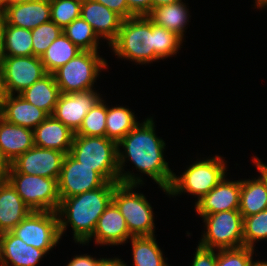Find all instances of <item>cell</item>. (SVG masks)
<instances>
[{
    "label": "cell",
    "mask_w": 267,
    "mask_h": 266,
    "mask_svg": "<svg viewBox=\"0 0 267 266\" xmlns=\"http://www.w3.org/2000/svg\"><path fill=\"white\" fill-rule=\"evenodd\" d=\"M57 183L61 201L64 198L98 189L107 181L93 168L82 165L68 153L63 159Z\"/></svg>",
    "instance_id": "12"
},
{
    "label": "cell",
    "mask_w": 267,
    "mask_h": 266,
    "mask_svg": "<svg viewBox=\"0 0 267 266\" xmlns=\"http://www.w3.org/2000/svg\"><path fill=\"white\" fill-rule=\"evenodd\" d=\"M153 117L139 123L123 139L117 143L119 183L125 185L144 184L141 174L125 171V162L131 160L138 172H141L156 182L158 187L168 195L174 172L164 159L165 141L156 135ZM124 151H122V149Z\"/></svg>",
    "instance_id": "1"
},
{
    "label": "cell",
    "mask_w": 267,
    "mask_h": 266,
    "mask_svg": "<svg viewBox=\"0 0 267 266\" xmlns=\"http://www.w3.org/2000/svg\"><path fill=\"white\" fill-rule=\"evenodd\" d=\"M182 0H151L152 2V9L155 7H159L162 5H168L172 3L181 2Z\"/></svg>",
    "instance_id": "46"
},
{
    "label": "cell",
    "mask_w": 267,
    "mask_h": 266,
    "mask_svg": "<svg viewBox=\"0 0 267 266\" xmlns=\"http://www.w3.org/2000/svg\"><path fill=\"white\" fill-rule=\"evenodd\" d=\"M31 33L33 56L41 57L53 41L63 33V29L50 20L32 29Z\"/></svg>",
    "instance_id": "36"
},
{
    "label": "cell",
    "mask_w": 267,
    "mask_h": 266,
    "mask_svg": "<svg viewBox=\"0 0 267 266\" xmlns=\"http://www.w3.org/2000/svg\"><path fill=\"white\" fill-rule=\"evenodd\" d=\"M74 134L69 127L50 115L33 130L34 146L68 154Z\"/></svg>",
    "instance_id": "21"
},
{
    "label": "cell",
    "mask_w": 267,
    "mask_h": 266,
    "mask_svg": "<svg viewBox=\"0 0 267 266\" xmlns=\"http://www.w3.org/2000/svg\"><path fill=\"white\" fill-rule=\"evenodd\" d=\"M7 181L32 211L57 212L60 198L56 179L23 173H9Z\"/></svg>",
    "instance_id": "9"
},
{
    "label": "cell",
    "mask_w": 267,
    "mask_h": 266,
    "mask_svg": "<svg viewBox=\"0 0 267 266\" xmlns=\"http://www.w3.org/2000/svg\"><path fill=\"white\" fill-rule=\"evenodd\" d=\"M31 211L8 181L0 182V234L10 232Z\"/></svg>",
    "instance_id": "22"
},
{
    "label": "cell",
    "mask_w": 267,
    "mask_h": 266,
    "mask_svg": "<svg viewBox=\"0 0 267 266\" xmlns=\"http://www.w3.org/2000/svg\"><path fill=\"white\" fill-rule=\"evenodd\" d=\"M252 161L256 166V169H258L260 176L266 181L267 184V165L261 162V159L256 156L252 158Z\"/></svg>",
    "instance_id": "44"
},
{
    "label": "cell",
    "mask_w": 267,
    "mask_h": 266,
    "mask_svg": "<svg viewBox=\"0 0 267 266\" xmlns=\"http://www.w3.org/2000/svg\"><path fill=\"white\" fill-rule=\"evenodd\" d=\"M267 209V184L261 177L241 180L239 212L243 217Z\"/></svg>",
    "instance_id": "26"
},
{
    "label": "cell",
    "mask_w": 267,
    "mask_h": 266,
    "mask_svg": "<svg viewBox=\"0 0 267 266\" xmlns=\"http://www.w3.org/2000/svg\"><path fill=\"white\" fill-rule=\"evenodd\" d=\"M7 1L6 0H0V14L4 15L7 9Z\"/></svg>",
    "instance_id": "49"
},
{
    "label": "cell",
    "mask_w": 267,
    "mask_h": 266,
    "mask_svg": "<svg viewBox=\"0 0 267 266\" xmlns=\"http://www.w3.org/2000/svg\"><path fill=\"white\" fill-rule=\"evenodd\" d=\"M82 0H50L51 21L64 29L81 15Z\"/></svg>",
    "instance_id": "35"
},
{
    "label": "cell",
    "mask_w": 267,
    "mask_h": 266,
    "mask_svg": "<svg viewBox=\"0 0 267 266\" xmlns=\"http://www.w3.org/2000/svg\"><path fill=\"white\" fill-rule=\"evenodd\" d=\"M137 187L138 185L118 183L115 186L112 201L124 216L132 237L154 236L153 208L143 193L133 191Z\"/></svg>",
    "instance_id": "7"
},
{
    "label": "cell",
    "mask_w": 267,
    "mask_h": 266,
    "mask_svg": "<svg viewBox=\"0 0 267 266\" xmlns=\"http://www.w3.org/2000/svg\"><path fill=\"white\" fill-rule=\"evenodd\" d=\"M226 177L225 175L214 188L195 202V210L200 217L222 211L239 210L241 179L230 181Z\"/></svg>",
    "instance_id": "15"
},
{
    "label": "cell",
    "mask_w": 267,
    "mask_h": 266,
    "mask_svg": "<svg viewBox=\"0 0 267 266\" xmlns=\"http://www.w3.org/2000/svg\"><path fill=\"white\" fill-rule=\"evenodd\" d=\"M254 6L257 9L267 8V0H255Z\"/></svg>",
    "instance_id": "47"
},
{
    "label": "cell",
    "mask_w": 267,
    "mask_h": 266,
    "mask_svg": "<svg viewBox=\"0 0 267 266\" xmlns=\"http://www.w3.org/2000/svg\"><path fill=\"white\" fill-rule=\"evenodd\" d=\"M255 250L246 246L217 250L216 266H253Z\"/></svg>",
    "instance_id": "37"
},
{
    "label": "cell",
    "mask_w": 267,
    "mask_h": 266,
    "mask_svg": "<svg viewBox=\"0 0 267 266\" xmlns=\"http://www.w3.org/2000/svg\"><path fill=\"white\" fill-rule=\"evenodd\" d=\"M226 162L221 155L198 159L188 165L182 175L174 172L172 183L168 189V196H178L190 193L197 196L196 202L214 188L227 175Z\"/></svg>",
    "instance_id": "5"
},
{
    "label": "cell",
    "mask_w": 267,
    "mask_h": 266,
    "mask_svg": "<svg viewBox=\"0 0 267 266\" xmlns=\"http://www.w3.org/2000/svg\"><path fill=\"white\" fill-rule=\"evenodd\" d=\"M6 1H7V5H11V4H16V3L30 2L33 0H6Z\"/></svg>",
    "instance_id": "50"
},
{
    "label": "cell",
    "mask_w": 267,
    "mask_h": 266,
    "mask_svg": "<svg viewBox=\"0 0 267 266\" xmlns=\"http://www.w3.org/2000/svg\"><path fill=\"white\" fill-rule=\"evenodd\" d=\"M136 118L134 112L125 106L109 107L107 104L105 136L118 143L139 124Z\"/></svg>",
    "instance_id": "30"
},
{
    "label": "cell",
    "mask_w": 267,
    "mask_h": 266,
    "mask_svg": "<svg viewBox=\"0 0 267 266\" xmlns=\"http://www.w3.org/2000/svg\"><path fill=\"white\" fill-rule=\"evenodd\" d=\"M155 25L174 32L184 40L185 27L189 22V9L183 1L152 9L147 16Z\"/></svg>",
    "instance_id": "24"
},
{
    "label": "cell",
    "mask_w": 267,
    "mask_h": 266,
    "mask_svg": "<svg viewBox=\"0 0 267 266\" xmlns=\"http://www.w3.org/2000/svg\"><path fill=\"white\" fill-rule=\"evenodd\" d=\"M155 61L177 55L183 39L174 32L154 24Z\"/></svg>",
    "instance_id": "34"
},
{
    "label": "cell",
    "mask_w": 267,
    "mask_h": 266,
    "mask_svg": "<svg viewBox=\"0 0 267 266\" xmlns=\"http://www.w3.org/2000/svg\"><path fill=\"white\" fill-rule=\"evenodd\" d=\"M7 95L8 94L6 92L5 85H4L3 72H2V69H1V66H0V109L2 107V104H3L4 100L7 97Z\"/></svg>",
    "instance_id": "45"
},
{
    "label": "cell",
    "mask_w": 267,
    "mask_h": 266,
    "mask_svg": "<svg viewBox=\"0 0 267 266\" xmlns=\"http://www.w3.org/2000/svg\"><path fill=\"white\" fill-rule=\"evenodd\" d=\"M117 142L100 136L74 135L69 154L84 166L93 168L107 182H119Z\"/></svg>",
    "instance_id": "4"
},
{
    "label": "cell",
    "mask_w": 267,
    "mask_h": 266,
    "mask_svg": "<svg viewBox=\"0 0 267 266\" xmlns=\"http://www.w3.org/2000/svg\"><path fill=\"white\" fill-rule=\"evenodd\" d=\"M101 98L102 94L100 95L94 89L83 92L60 93L52 116L76 133L85 115Z\"/></svg>",
    "instance_id": "14"
},
{
    "label": "cell",
    "mask_w": 267,
    "mask_h": 266,
    "mask_svg": "<svg viewBox=\"0 0 267 266\" xmlns=\"http://www.w3.org/2000/svg\"><path fill=\"white\" fill-rule=\"evenodd\" d=\"M118 183L107 182L98 189L62 199L57 210L60 237L70 226L75 243H85L93 235L99 217L112 201Z\"/></svg>",
    "instance_id": "2"
},
{
    "label": "cell",
    "mask_w": 267,
    "mask_h": 266,
    "mask_svg": "<svg viewBox=\"0 0 267 266\" xmlns=\"http://www.w3.org/2000/svg\"><path fill=\"white\" fill-rule=\"evenodd\" d=\"M64 157V152L33 146L12 162L10 173L37 175L58 181Z\"/></svg>",
    "instance_id": "13"
},
{
    "label": "cell",
    "mask_w": 267,
    "mask_h": 266,
    "mask_svg": "<svg viewBox=\"0 0 267 266\" xmlns=\"http://www.w3.org/2000/svg\"><path fill=\"white\" fill-rule=\"evenodd\" d=\"M46 254L27 245L11 231L0 234V266H36Z\"/></svg>",
    "instance_id": "18"
},
{
    "label": "cell",
    "mask_w": 267,
    "mask_h": 266,
    "mask_svg": "<svg viewBox=\"0 0 267 266\" xmlns=\"http://www.w3.org/2000/svg\"><path fill=\"white\" fill-rule=\"evenodd\" d=\"M66 37L82 51H99V37L81 16L63 29Z\"/></svg>",
    "instance_id": "31"
},
{
    "label": "cell",
    "mask_w": 267,
    "mask_h": 266,
    "mask_svg": "<svg viewBox=\"0 0 267 266\" xmlns=\"http://www.w3.org/2000/svg\"><path fill=\"white\" fill-rule=\"evenodd\" d=\"M80 52L64 33L53 41L47 50L40 57L46 73L53 74L57 69L75 58Z\"/></svg>",
    "instance_id": "28"
},
{
    "label": "cell",
    "mask_w": 267,
    "mask_h": 266,
    "mask_svg": "<svg viewBox=\"0 0 267 266\" xmlns=\"http://www.w3.org/2000/svg\"><path fill=\"white\" fill-rule=\"evenodd\" d=\"M205 224L200 246L215 250L244 246L243 216L239 210L217 212L201 216Z\"/></svg>",
    "instance_id": "8"
},
{
    "label": "cell",
    "mask_w": 267,
    "mask_h": 266,
    "mask_svg": "<svg viewBox=\"0 0 267 266\" xmlns=\"http://www.w3.org/2000/svg\"><path fill=\"white\" fill-rule=\"evenodd\" d=\"M217 250L197 245L191 266H216Z\"/></svg>",
    "instance_id": "38"
},
{
    "label": "cell",
    "mask_w": 267,
    "mask_h": 266,
    "mask_svg": "<svg viewBox=\"0 0 267 266\" xmlns=\"http://www.w3.org/2000/svg\"><path fill=\"white\" fill-rule=\"evenodd\" d=\"M11 232L27 245L46 253L61 240L58 214L54 211H31Z\"/></svg>",
    "instance_id": "10"
},
{
    "label": "cell",
    "mask_w": 267,
    "mask_h": 266,
    "mask_svg": "<svg viewBox=\"0 0 267 266\" xmlns=\"http://www.w3.org/2000/svg\"><path fill=\"white\" fill-rule=\"evenodd\" d=\"M11 168V161L6 157L3 150L0 148V182L7 181Z\"/></svg>",
    "instance_id": "42"
},
{
    "label": "cell",
    "mask_w": 267,
    "mask_h": 266,
    "mask_svg": "<svg viewBox=\"0 0 267 266\" xmlns=\"http://www.w3.org/2000/svg\"><path fill=\"white\" fill-rule=\"evenodd\" d=\"M127 4L134 16H148L152 11L151 0H127Z\"/></svg>",
    "instance_id": "40"
},
{
    "label": "cell",
    "mask_w": 267,
    "mask_h": 266,
    "mask_svg": "<svg viewBox=\"0 0 267 266\" xmlns=\"http://www.w3.org/2000/svg\"><path fill=\"white\" fill-rule=\"evenodd\" d=\"M109 47L115 56L136 65L155 62L154 23L147 16L123 19L117 38Z\"/></svg>",
    "instance_id": "3"
},
{
    "label": "cell",
    "mask_w": 267,
    "mask_h": 266,
    "mask_svg": "<svg viewBox=\"0 0 267 266\" xmlns=\"http://www.w3.org/2000/svg\"><path fill=\"white\" fill-rule=\"evenodd\" d=\"M105 5L108 9L116 12L123 19L135 17L128 9L127 0H94Z\"/></svg>",
    "instance_id": "39"
},
{
    "label": "cell",
    "mask_w": 267,
    "mask_h": 266,
    "mask_svg": "<svg viewBox=\"0 0 267 266\" xmlns=\"http://www.w3.org/2000/svg\"><path fill=\"white\" fill-rule=\"evenodd\" d=\"M107 65L98 51H82L53 74L60 93L83 92L95 89L94 82Z\"/></svg>",
    "instance_id": "6"
},
{
    "label": "cell",
    "mask_w": 267,
    "mask_h": 266,
    "mask_svg": "<svg viewBox=\"0 0 267 266\" xmlns=\"http://www.w3.org/2000/svg\"><path fill=\"white\" fill-rule=\"evenodd\" d=\"M5 22L4 15L0 14V54H1V46H2V31H3V25Z\"/></svg>",
    "instance_id": "48"
},
{
    "label": "cell",
    "mask_w": 267,
    "mask_h": 266,
    "mask_svg": "<svg viewBox=\"0 0 267 266\" xmlns=\"http://www.w3.org/2000/svg\"><path fill=\"white\" fill-rule=\"evenodd\" d=\"M130 240L134 266H169L155 235L131 237Z\"/></svg>",
    "instance_id": "29"
},
{
    "label": "cell",
    "mask_w": 267,
    "mask_h": 266,
    "mask_svg": "<svg viewBox=\"0 0 267 266\" xmlns=\"http://www.w3.org/2000/svg\"><path fill=\"white\" fill-rule=\"evenodd\" d=\"M99 258L91 255H76L72 258L66 266H98Z\"/></svg>",
    "instance_id": "41"
},
{
    "label": "cell",
    "mask_w": 267,
    "mask_h": 266,
    "mask_svg": "<svg viewBox=\"0 0 267 266\" xmlns=\"http://www.w3.org/2000/svg\"><path fill=\"white\" fill-rule=\"evenodd\" d=\"M98 266H127L124 260L122 261L118 257L115 258H100Z\"/></svg>",
    "instance_id": "43"
},
{
    "label": "cell",
    "mask_w": 267,
    "mask_h": 266,
    "mask_svg": "<svg viewBox=\"0 0 267 266\" xmlns=\"http://www.w3.org/2000/svg\"><path fill=\"white\" fill-rule=\"evenodd\" d=\"M93 28L96 35L110 45L116 38L123 18L105 5L94 0H82L81 15Z\"/></svg>",
    "instance_id": "17"
},
{
    "label": "cell",
    "mask_w": 267,
    "mask_h": 266,
    "mask_svg": "<svg viewBox=\"0 0 267 266\" xmlns=\"http://www.w3.org/2000/svg\"><path fill=\"white\" fill-rule=\"evenodd\" d=\"M259 240H267V209L243 217L244 246L254 249Z\"/></svg>",
    "instance_id": "33"
},
{
    "label": "cell",
    "mask_w": 267,
    "mask_h": 266,
    "mask_svg": "<svg viewBox=\"0 0 267 266\" xmlns=\"http://www.w3.org/2000/svg\"><path fill=\"white\" fill-rule=\"evenodd\" d=\"M131 237L124 216L116 204L111 201L99 217L93 235L85 243L79 244L88 245L89 241L94 238V243L100 246L122 245L128 243V239Z\"/></svg>",
    "instance_id": "16"
},
{
    "label": "cell",
    "mask_w": 267,
    "mask_h": 266,
    "mask_svg": "<svg viewBox=\"0 0 267 266\" xmlns=\"http://www.w3.org/2000/svg\"><path fill=\"white\" fill-rule=\"evenodd\" d=\"M253 266H267V261L265 262V261L255 260Z\"/></svg>",
    "instance_id": "51"
},
{
    "label": "cell",
    "mask_w": 267,
    "mask_h": 266,
    "mask_svg": "<svg viewBox=\"0 0 267 266\" xmlns=\"http://www.w3.org/2000/svg\"><path fill=\"white\" fill-rule=\"evenodd\" d=\"M34 146L33 130L0 117V148L11 163Z\"/></svg>",
    "instance_id": "23"
},
{
    "label": "cell",
    "mask_w": 267,
    "mask_h": 266,
    "mask_svg": "<svg viewBox=\"0 0 267 266\" xmlns=\"http://www.w3.org/2000/svg\"><path fill=\"white\" fill-rule=\"evenodd\" d=\"M31 55H33L31 30L4 22L0 56Z\"/></svg>",
    "instance_id": "27"
},
{
    "label": "cell",
    "mask_w": 267,
    "mask_h": 266,
    "mask_svg": "<svg viewBox=\"0 0 267 266\" xmlns=\"http://www.w3.org/2000/svg\"><path fill=\"white\" fill-rule=\"evenodd\" d=\"M101 98L85 115L79 130L74 135L105 137L107 105Z\"/></svg>",
    "instance_id": "32"
},
{
    "label": "cell",
    "mask_w": 267,
    "mask_h": 266,
    "mask_svg": "<svg viewBox=\"0 0 267 266\" xmlns=\"http://www.w3.org/2000/svg\"><path fill=\"white\" fill-rule=\"evenodd\" d=\"M7 94H20L47 73L38 56H0Z\"/></svg>",
    "instance_id": "11"
},
{
    "label": "cell",
    "mask_w": 267,
    "mask_h": 266,
    "mask_svg": "<svg viewBox=\"0 0 267 266\" xmlns=\"http://www.w3.org/2000/svg\"><path fill=\"white\" fill-rule=\"evenodd\" d=\"M4 18L8 25L32 30L51 20L50 0H33L8 5Z\"/></svg>",
    "instance_id": "19"
},
{
    "label": "cell",
    "mask_w": 267,
    "mask_h": 266,
    "mask_svg": "<svg viewBox=\"0 0 267 266\" xmlns=\"http://www.w3.org/2000/svg\"><path fill=\"white\" fill-rule=\"evenodd\" d=\"M19 95L50 116L57 104L60 91L54 74L47 73Z\"/></svg>",
    "instance_id": "25"
},
{
    "label": "cell",
    "mask_w": 267,
    "mask_h": 266,
    "mask_svg": "<svg viewBox=\"0 0 267 266\" xmlns=\"http://www.w3.org/2000/svg\"><path fill=\"white\" fill-rule=\"evenodd\" d=\"M16 95H7L0 109V117L11 124L34 130L49 115L19 94Z\"/></svg>",
    "instance_id": "20"
}]
</instances>
